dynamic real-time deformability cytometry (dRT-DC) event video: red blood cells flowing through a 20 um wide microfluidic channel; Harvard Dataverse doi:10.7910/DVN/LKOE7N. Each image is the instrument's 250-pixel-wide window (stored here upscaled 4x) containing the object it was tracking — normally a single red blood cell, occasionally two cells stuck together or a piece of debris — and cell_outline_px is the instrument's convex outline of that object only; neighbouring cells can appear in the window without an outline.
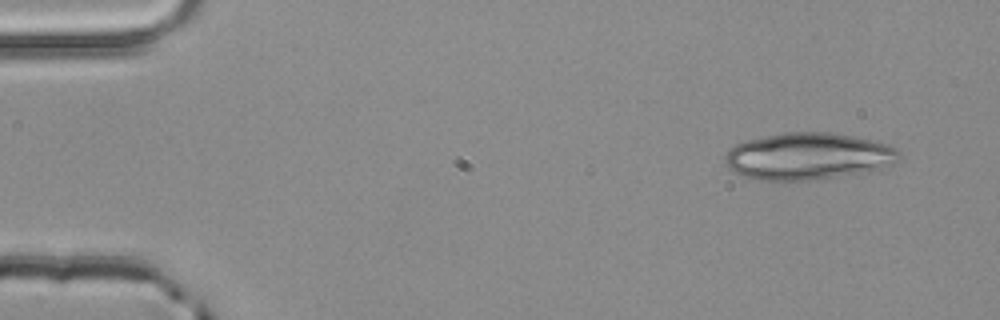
{"species": "common noctule bat (a hibernating species)", "species_latin": "Nyctalus noctula", "temperature_condition": "room temperature", "stored_images_in_passage": 4, "camera_frame_rate_fps": 3000, "um_per_image_px": 0.085, "animal": {"sex": "male", "body_mass_g": 20.4}, "frame": {"image": 1, "passage_image": 1, "time_ms": 0.0, "image_size_px": [1000, 320], "cell_outline_px": [[904, 156], [892, 164], [880, 168], [860, 172], [836, 176], [808, 180], [760, 180], [744, 176], [728, 168], [724, 164], [724, 160], [728, 152], [736, 144], [748, 140], [784, 132], [828, 132], [852, 136], [872, 140], [888, 144], [896, 148]], "centroid_in_image_um": [68.7, 13.27], "position_along_channel_um": 16.3, "area_um2": 47.16}}